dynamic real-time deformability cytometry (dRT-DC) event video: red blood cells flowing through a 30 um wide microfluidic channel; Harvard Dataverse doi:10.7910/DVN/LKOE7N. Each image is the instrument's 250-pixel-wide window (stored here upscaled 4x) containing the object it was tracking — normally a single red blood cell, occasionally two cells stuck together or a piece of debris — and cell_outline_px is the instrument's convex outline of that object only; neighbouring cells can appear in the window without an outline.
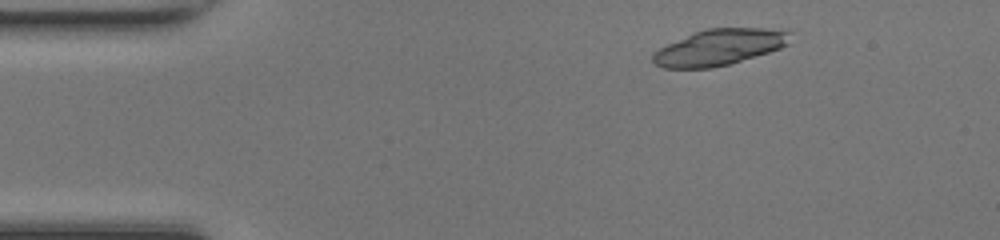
{"species": "common noctule bat (a hibernating species)", "species_latin": "Nyctalus noctula", "temperature_condition": "room temperature", "stored_images_in_passage": 13, "camera_frame_rate_fps": 3000, "um_per_image_px": 0.085, "animal": {"sex": "female", "body_mass_g": 17.0, "forearm_length_mm": 48.0}, "frame": {"image": 1, "passage_image": 5, "time_ms": 1.333, "image_size_px": [1000, 240], "cell_outline_px": [[784, 44], [776, 48], [728, 64], [704, 68], [668, 68], [656, 64], [652, 60], [652, 56], [656, 52], [696, 32], [712, 28], [748, 28], [780, 32]], "centroid_in_image_um": [60.95, 4.05], "position_along_channel_um": 24.0, "area_um2": 26.24}}